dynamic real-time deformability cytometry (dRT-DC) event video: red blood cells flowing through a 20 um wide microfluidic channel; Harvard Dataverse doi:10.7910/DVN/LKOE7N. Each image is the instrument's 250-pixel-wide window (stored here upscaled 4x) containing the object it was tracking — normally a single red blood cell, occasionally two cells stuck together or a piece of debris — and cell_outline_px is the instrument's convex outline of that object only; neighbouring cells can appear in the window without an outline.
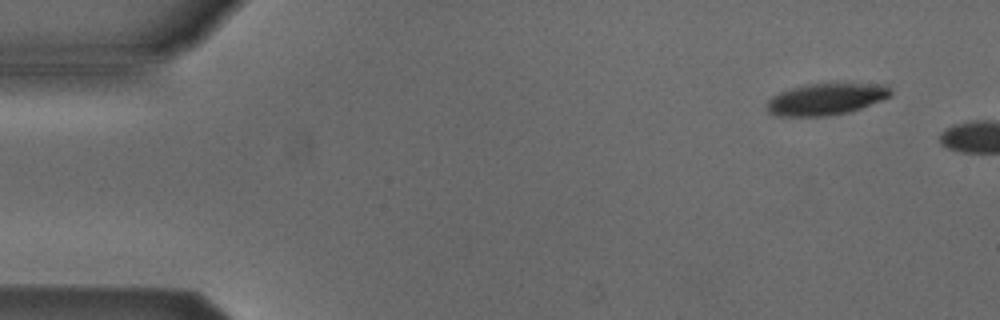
{"species": "Egyptian fruit bat (a non-hibernating species)", "species_latin": "Rousettus aegyptiacus", "temperature_condition": "cold", "stored_images_in_passage": 5, "camera_frame_rate_fps": 3000, "um_per_image_px": 0.085, "animal": {"sex": "male"}, "frame": {"image": 1, "passage_image": 1, "time_ms": 0.0, "image_size_px": [1000, 320], "cell_outline_px": [[892, 96], [860, 108], [848, 112], [828, 116], [776, 116], [768, 112], [768, 100], [772, 96], [780, 92], [792, 88], [808, 84], [884, 84], [892, 92]], "centroid_in_image_um": [70.2, 8.43], "position_along_channel_um": 14.8, "area_um2": 22.54}}
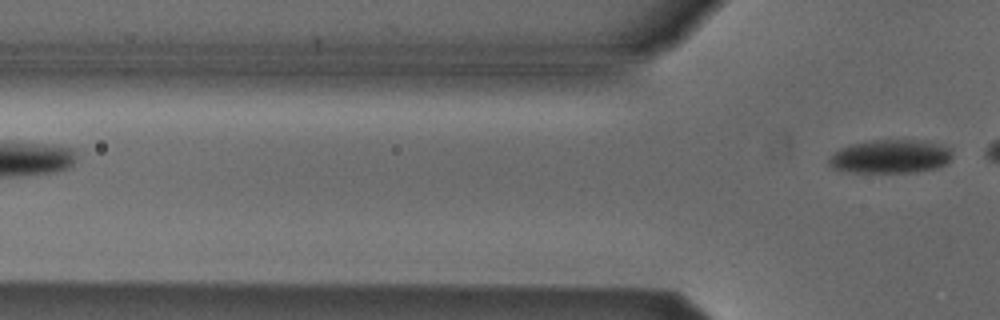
{"frame": {"image": 2, "passage_image": 5, "time_ms": 5.667, "image_size_px": [1000, 320], "cell_outline_px": [[952, 160], [936, 168], [916, 172], [852, 172], [832, 168], [828, 164], [828, 156], [840, 148], [852, 144], [872, 140], [932, 140], [952, 148]], "centroid_in_image_um": [75.73, 13.29], "position_along_channel_um": 50.1, "area_um2": 24.57}}